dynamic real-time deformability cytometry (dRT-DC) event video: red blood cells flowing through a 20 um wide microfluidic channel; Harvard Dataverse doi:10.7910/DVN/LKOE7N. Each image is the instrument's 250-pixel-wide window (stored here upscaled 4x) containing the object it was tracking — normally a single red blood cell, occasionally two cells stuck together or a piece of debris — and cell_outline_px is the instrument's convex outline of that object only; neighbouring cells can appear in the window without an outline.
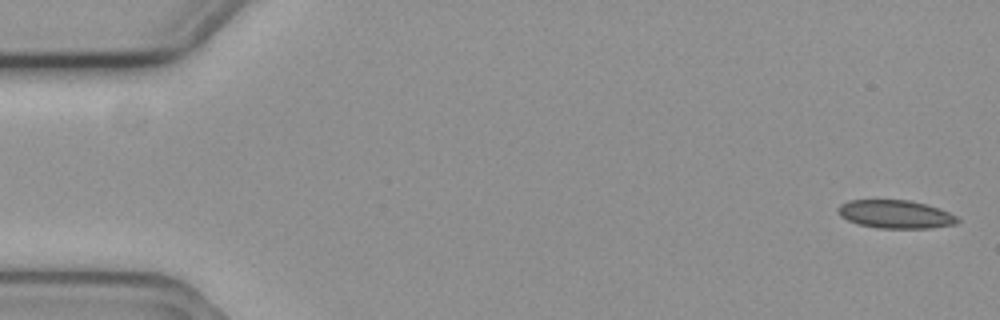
{"species": "common noctule bat (a hibernating species)", "species_latin": "Nyctalus noctula", "temperature_condition": "cold", "stored_images_in_passage": 5, "camera_frame_rate_fps": 3000, "um_per_image_px": 0.085, "animal": {"sex": "female", "body_mass_g": 19.3, "forearm_length_mm": 54.1}, "frame": {"image": 1, "passage_image": 1, "time_ms": 0.0, "image_size_px": [1000, 320], "cell_outline_px": [[960, 220], [956, 224], [928, 228], [876, 228], [856, 224], [840, 216], [836, 208], [840, 204], [848, 200], [908, 200], [928, 204], [940, 208], [956, 216]], "centroid_in_image_um": [76.09, 18.21], "position_along_channel_um": 8.9, "area_um2": 19.83}}
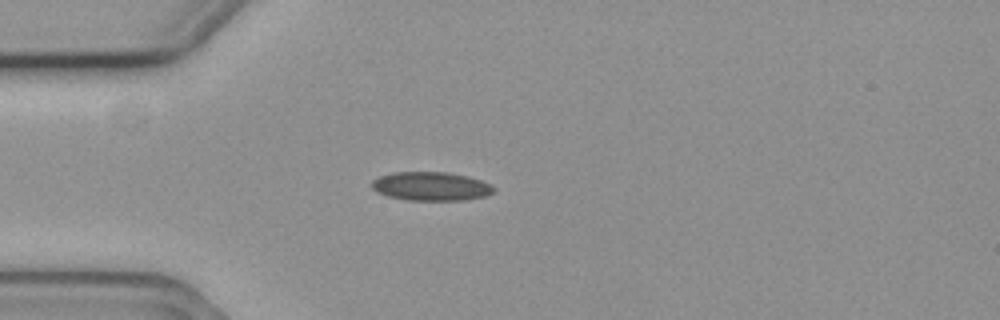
{"frame": {"image": 2, "passage_image": 5, "time_ms": 1.333, "image_size_px": [1000, 320], "cell_outline_px": [[496, 192], [488, 196], [464, 200], [408, 200], [388, 196], [376, 192], [372, 188], [372, 180], [380, 176], [392, 172], [448, 172], [468, 176], [492, 184], [496, 188]], "centroid_in_image_um": [36.68, 15.83], "position_along_channel_um": 48.3, "area_um2": 20.69}}